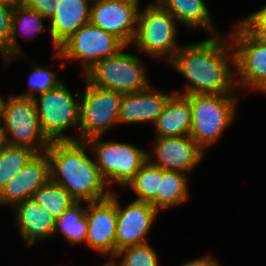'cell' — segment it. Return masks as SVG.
I'll list each match as a JSON object with an SVG mask.
<instances>
[{"label":"cell","mask_w":266,"mask_h":266,"mask_svg":"<svg viewBox=\"0 0 266 266\" xmlns=\"http://www.w3.org/2000/svg\"><path fill=\"white\" fill-rule=\"evenodd\" d=\"M159 185L160 168L147 160L126 186L138 196L135 200L150 203L156 197Z\"/></svg>","instance_id":"4316f807"},{"label":"cell","mask_w":266,"mask_h":266,"mask_svg":"<svg viewBox=\"0 0 266 266\" xmlns=\"http://www.w3.org/2000/svg\"><path fill=\"white\" fill-rule=\"evenodd\" d=\"M59 1L61 0H25V4L45 18L50 19L55 13V7L59 4Z\"/></svg>","instance_id":"1f68e13d"},{"label":"cell","mask_w":266,"mask_h":266,"mask_svg":"<svg viewBox=\"0 0 266 266\" xmlns=\"http://www.w3.org/2000/svg\"><path fill=\"white\" fill-rule=\"evenodd\" d=\"M43 19L47 18L29 8L25 3L14 6L10 35V58L4 60V65H8L9 61L12 59L26 57L20 45L17 43V34H19V32L22 33L21 36L29 37L31 34L49 31V27L45 28Z\"/></svg>","instance_id":"7402d4cb"},{"label":"cell","mask_w":266,"mask_h":266,"mask_svg":"<svg viewBox=\"0 0 266 266\" xmlns=\"http://www.w3.org/2000/svg\"><path fill=\"white\" fill-rule=\"evenodd\" d=\"M254 37L266 42V5L239 21Z\"/></svg>","instance_id":"4dcf8cb0"},{"label":"cell","mask_w":266,"mask_h":266,"mask_svg":"<svg viewBox=\"0 0 266 266\" xmlns=\"http://www.w3.org/2000/svg\"><path fill=\"white\" fill-rule=\"evenodd\" d=\"M235 66V55L228 37L221 34L199 43L181 46L169 61L188 84L181 95L189 94H234L237 91L235 75L230 68ZM231 70V71H230Z\"/></svg>","instance_id":"6da1fadb"},{"label":"cell","mask_w":266,"mask_h":266,"mask_svg":"<svg viewBox=\"0 0 266 266\" xmlns=\"http://www.w3.org/2000/svg\"><path fill=\"white\" fill-rule=\"evenodd\" d=\"M86 149L90 150L86 141L63 140L51 141L46 150L50 181L65 188L77 202L83 204L105 199L112 193L100 174L96 160L88 156Z\"/></svg>","instance_id":"7a4b0ae2"},{"label":"cell","mask_w":266,"mask_h":266,"mask_svg":"<svg viewBox=\"0 0 266 266\" xmlns=\"http://www.w3.org/2000/svg\"><path fill=\"white\" fill-rule=\"evenodd\" d=\"M88 232L85 244L92 250L109 255H116L117 197L111 195L99 201L86 203Z\"/></svg>","instance_id":"4fadbf2b"},{"label":"cell","mask_w":266,"mask_h":266,"mask_svg":"<svg viewBox=\"0 0 266 266\" xmlns=\"http://www.w3.org/2000/svg\"><path fill=\"white\" fill-rule=\"evenodd\" d=\"M43 67V66H37L34 63L33 71L29 75L28 90L24 93L17 94L18 97H28V98H35L36 95L39 93L43 94L49 91L52 88L57 87L60 83H62L61 80H58L56 74L49 70V67Z\"/></svg>","instance_id":"f1b7e54d"},{"label":"cell","mask_w":266,"mask_h":266,"mask_svg":"<svg viewBox=\"0 0 266 266\" xmlns=\"http://www.w3.org/2000/svg\"><path fill=\"white\" fill-rule=\"evenodd\" d=\"M36 152L26 146L0 145V191Z\"/></svg>","instance_id":"484cf974"},{"label":"cell","mask_w":266,"mask_h":266,"mask_svg":"<svg viewBox=\"0 0 266 266\" xmlns=\"http://www.w3.org/2000/svg\"><path fill=\"white\" fill-rule=\"evenodd\" d=\"M92 0H61L50 17L53 52L80 27L90 22Z\"/></svg>","instance_id":"ac0fdd59"},{"label":"cell","mask_w":266,"mask_h":266,"mask_svg":"<svg viewBox=\"0 0 266 266\" xmlns=\"http://www.w3.org/2000/svg\"><path fill=\"white\" fill-rule=\"evenodd\" d=\"M148 243L121 249L116 253L114 262L117 266H159L158 254ZM120 257L121 261H117Z\"/></svg>","instance_id":"83f0119b"},{"label":"cell","mask_w":266,"mask_h":266,"mask_svg":"<svg viewBox=\"0 0 266 266\" xmlns=\"http://www.w3.org/2000/svg\"><path fill=\"white\" fill-rule=\"evenodd\" d=\"M78 100H75V97ZM41 129L50 141L77 140L63 132L79 126L80 95L72 94L65 82L33 98Z\"/></svg>","instance_id":"52a82bcc"},{"label":"cell","mask_w":266,"mask_h":266,"mask_svg":"<svg viewBox=\"0 0 266 266\" xmlns=\"http://www.w3.org/2000/svg\"><path fill=\"white\" fill-rule=\"evenodd\" d=\"M155 139L152 154H147L148 160L164 170L189 173L204 157L205 152L189 135L156 137Z\"/></svg>","instance_id":"5bb4252c"},{"label":"cell","mask_w":266,"mask_h":266,"mask_svg":"<svg viewBox=\"0 0 266 266\" xmlns=\"http://www.w3.org/2000/svg\"><path fill=\"white\" fill-rule=\"evenodd\" d=\"M138 4L139 0H92L90 22L129 47L137 31Z\"/></svg>","instance_id":"7c38bea8"},{"label":"cell","mask_w":266,"mask_h":266,"mask_svg":"<svg viewBox=\"0 0 266 266\" xmlns=\"http://www.w3.org/2000/svg\"><path fill=\"white\" fill-rule=\"evenodd\" d=\"M172 95L151 86L145 91L123 94L118 125L146 122L154 124Z\"/></svg>","instance_id":"e0dca14e"},{"label":"cell","mask_w":266,"mask_h":266,"mask_svg":"<svg viewBox=\"0 0 266 266\" xmlns=\"http://www.w3.org/2000/svg\"><path fill=\"white\" fill-rule=\"evenodd\" d=\"M145 68L139 57L122 49L117 55L99 61L84 76L97 88L129 94L151 86Z\"/></svg>","instance_id":"8992f818"},{"label":"cell","mask_w":266,"mask_h":266,"mask_svg":"<svg viewBox=\"0 0 266 266\" xmlns=\"http://www.w3.org/2000/svg\"><path fill=\"white\" fill-rule=\"evenodd\" d=\"M50 181V163L47 152L35 153L0 191V205L14 206L31 199L34 192Z\"/></svg>","instance_id":"2e32d148"},{"label":"cell","mask_w":266,"mask_h":266,"mask_svg":"<svg viewBox=\"0 0 266 266\" xmlns=\"http://www.w3.org/2000/svg\"><path fill=\"white\" fill-rule=\"evenodd\" d=\"M102 266H117L113 259H110L109 262L105 263Z\"/></svg>","instance_id":"e575fe53"},{"label":"cell","mask_w":266,"mask_h":266,"mask_svg":"<svg viewBox=\"0 0 266 266\" xmlns=\"http://www.w3.org/2000/svg\"><path fill=\"white\" fill-rule=\"evenodd\" d=\"M3 1H6V2L11 3L13 5H18V4L25 3V0H3Z\"/></svg>","instance_id":"836d02e7"},{"label":"cell","mask_w":266,"mask_h":266,"mask_svg":"<svg viewBox=\"0 0 266 266\" xmlns=\"http://www.w3.org/2000/svg\"><path fill=\"white\" fill-rule=\"evenodd\" d=\"M191 105L189 136L204 151L230 126L236 115L237 96L233 94L185 95Z\"/></svg>","instance_id":"3957f363"},{"label":"cell","mask_w":266,"mask_h":266,"mask_svg":"<svg viewBox=\"0 0 266 266\" xmlns=\"http://www.w3.org/2000/svg\"><path fill=\"white\" fill-rule=\"evenodd\" d=\"M180 171L160 168V185L156 197L150 202L158 211L178 206L188 199V182Z\"/></svg>","instance_id":"603a6c76"},{"label":"cell","mask_w":266,"mask_h":266,"mask_svg":"<svg viewBox=\"0 0 266 266\" xmlns=\"http://www.w3.org/2000/svg\"><path fill=\"white\" fill-rule=\"evenodd\" d=\"M156 137L188 136L191 128V105L185 95L173 92L163 112L153 124Z\"/></svg>","instance_id":"ffe728a7"},{"label":"cell","mask_w":266,"mask_h":266,"mask_svg":"<svg viewBox=\"0 0 266 266\" xmlns=\"http://www.w3.org/2000/svg\"><path fill=\"white\" fill-rule=\"evenodd\" d=\"M0 119L3 143L26 146L36 153L48 149L51 141L41 129L34 99L16 95L2 98Z\"/></svg>","instance_id":"277c9868"},{"label":"cell","mask_w":266,"mask_h":266,"mask_svg":"<svg viewBox=\"0 0 266 266\" xmlns=\"http://www.w3.org/2000/svg\"><path fill=\"white\" fill-rule=\"evenodd\" d=\"M158 214L150 203L133 200L122 208L117 199L116 253L129 246L147 243L146 235Z\"/></svg>","instance_id":"9a60e30c"},{"label":"cell","mask_w":266,"mask_h":266,"mask_svg":"<svg viewBox=\"0 0 266 266\" xmlns=\"http://www.w3.org/2000/svg\"><path fill=\"white\" fill-rule=\"evenodd\" d=\"M229 36L235 55L236 87L266 93V42L254 37L239 21Z\"/></svg>","instance_id":"30bf717a"},{"label":"cell","mask_w":266,"mask_h":266,"mask_svg":"<svg viewBox=\"0 0 266 266\" xmlns=\"http://www.w3.org/2000/svg\"><path fill=\"white\" fill-rule=\"evenodd\" d=\"M82 202L75 203L55 222L53 237L61 232L71 245L85 243L88 232L86 208Z\"/></svg>","instance_id":"cb8c5ba5"},{"label":"cell","mask_w":266,"mask_h":266,"mask_svg":"<svg viewBox=\"0 0 266 266\" xmlns=\"http://www.w3.org/2000/svg\"><path fill=\"white\" fill-rule=\"evenodd\" d=\"M3 143V138H2V130H1V119H0V145Z\"/></svg>","instance_id":"d590c367"},{"label":"cell","mask_w":266,"mask_h":266,"mask_svg":"<svg viewBox=\"0 0 266 266\" xmlns=\"http://www.w3.org/2000/svg\"><path fill=\"white\" fill-rule=\"evenodd\" d=\"M176 23L175 18L158 2L149 3L139 11L133 44L137 50L151 58H166L165 61L169 62L181 47L176 44Z\"/></svg>","instance_id":"5b68a950"},{"label":"cell","mask_w":266,"mask_h":266,"mask_svg":"<svg viewBox=\"0 0 266 266\" xmlns=\"http://www.w3.org/2000/svg\"><path fill=\"white\" fill-rule=\"evenodd\" d=\"M126 47L115 35L89 22L64 41L54 57L80 60L85 74L102 59L113 57Z\"/></svg>","instance_id":"9c48e42d"},{"label":"cell","mask_w":266,"mask_h":266,"mask_svg":"<svg viewBox=\"0 0 266 266\" xmlns=\"http://www.w3.org/2000/svg\"><path fill=\"white\" fill-rule=\"evenodd\" d=\"M167 10L177 21L187 28H205L212 36L219 35L216 32L213 19L210 16L204 0H155Z\"/></svg>","instance_id":"44dd1931"},{"label":"cell","mask_w":266,"mask_h":266,"mask_svg":"<svg viewBox=\"0 0 266 266\" xmlns=\"http://www.w3.org/2000/svg\"><path fill=\"white\" fill-rule=\"evenodd\" d=\"M32 199L48 211L55 220L77 203L65 188L51 181L39 187Z\"/></svg>","instance_id":"d4e9b609"},{"label":"cell","mask_w":266,"mask_h":266,"mask_svg":"<svg viewBox=\"0 0 266 266\" xmlns=\"http://www.w3.org/2000/svg\"><path fill=\"white\" fill-rule=\"evenodd\" d=\"M14 6L0 0V53L3 60L10 58V35Z\"/></svg>","instance_id":"f546056e"},{"label":"cell","mask_w":266,"mask_h":266,"mask_svg":"<svg viewBox=\"0 0 266 266\" xmlns=\"http://www.w3.org/2000/svg\"><path fill=\"white\" fill-rule=\"evenodd\" d=\"M13 207L16 211L19 232L27 240V246L53 237L56 220L32 198L19 202Z\"/></svg>","instance_id":"d6986e66"},{"label":"cell","mask_w":266,"mask_h":266,"mask_svg":"<svg viewBox=\"0 0 266 266\" xmlns=\"http://www.w3.org/2000/svg\"><path fill=\"white\" fill-rule=\"evenodd\" d=\"M181 266H220L219 262L214 259L210 254L201 256L199 258L189 260Z\"/></svg>","instance_id":"d6a6232c"},{"label":"cell","mask_w":266,"mask_h":266,"mask_svg":"<svg viewBox=\"0 0 266 266\" xmlns=\"http://www.w3.org/2000/svg\"><path fill=\"white\" fill-rule=\"evenodd\" d=\"M101 138L86 141L95 155L101 176L110 187L113 184L126 187L148 160V153L132 144L102 141Z\"/></svg>","instance_id":"ba28073f"},{"label":"cell","mask_w":266,"mask_h":266,"mask_svg":"<svg viewBox=\"0 0 266 266\" xmlns=\"http://www.w3.org/2000/svg\"><path fill=\"white\" fill-rule=\"evenodd\" d=\"M85 90L80 95L79 127L77 140L104 136L110 128L118 124V115L123 94L104 90L85 80Z\"/></svg>","instance_id":"8fae6325"}]
</instances>
